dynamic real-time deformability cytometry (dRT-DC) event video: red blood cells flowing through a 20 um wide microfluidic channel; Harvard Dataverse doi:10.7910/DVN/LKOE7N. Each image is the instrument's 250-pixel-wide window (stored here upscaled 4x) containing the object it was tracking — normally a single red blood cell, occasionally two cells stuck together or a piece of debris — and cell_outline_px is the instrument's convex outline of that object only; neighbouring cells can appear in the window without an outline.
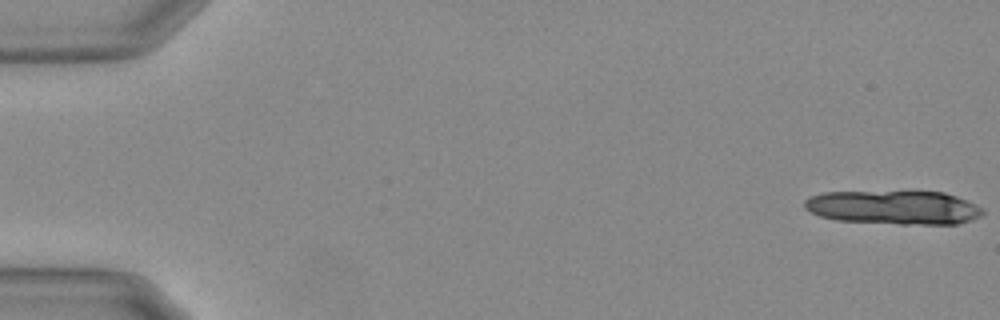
{"species": "Egyptian fruit bat (a non-hibernating species)", "species_latin": "Rousettus aegyptiacus", "temperature_condition": "warm", "stored_images_in_passage": 16, "camera_frame_rate_fps": 3000, "um_per_image_px": 0.085, "animal": {"sex": "female"}, "frame": {"image": 1, "passage_image": 1, "time_ms": 0.0, "image_size_px": [1000, 320], "cell_outline_px": [[984, 212], [980, 216], [972, 220], [956, 224], [900, 224], [836, 220], [820, 216], [804, 208], [804, 200], [808, 196], [820, 192], [944, 192], [956, 196], [980, 208]], "centroid_in_image_um": [75.91, 17.64], "position_along_channel_um": 9.1, "area_um2": 34.97}}